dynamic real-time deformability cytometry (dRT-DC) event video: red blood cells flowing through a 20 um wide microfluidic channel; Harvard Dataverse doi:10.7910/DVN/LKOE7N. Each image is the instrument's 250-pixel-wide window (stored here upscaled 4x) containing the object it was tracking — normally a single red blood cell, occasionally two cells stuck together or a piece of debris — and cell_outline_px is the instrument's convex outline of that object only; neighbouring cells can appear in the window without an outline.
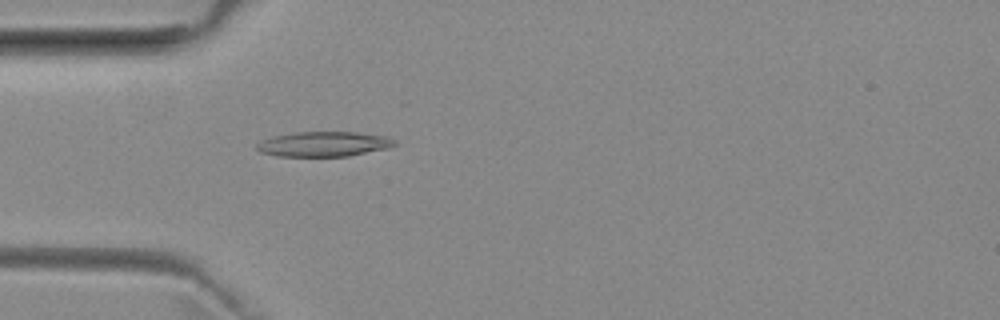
{"species": "common noctule bat (a hibernating species)", "species_latin": "Nyctalus noctula", "temperature_condition": "room temperature", "stored_images_in_passage": 40, "camera_frame_rate_fps": 3000, "um_per_image_px": 0.085, "animal": {"sex": "female", "body_mass_g": 29.2, "forearm_length_mm": 56.3}, "frame": {"image": 1, "passage_image": 15, "time_ms": 4.667, "image_size_px": [1000, 320], "cell_outline_px": [[396, 144], [388, 148], [348, 156], [276, 156], [260, 152], [256, 148], [256, 144], [272, 136], [296, 132], [356, 132], [388, 136], [396, 140]], "centroid_in_image_um": [27.54, 12.24], "position_along_channel_um": 57.5, "area_um2": 20.06}}
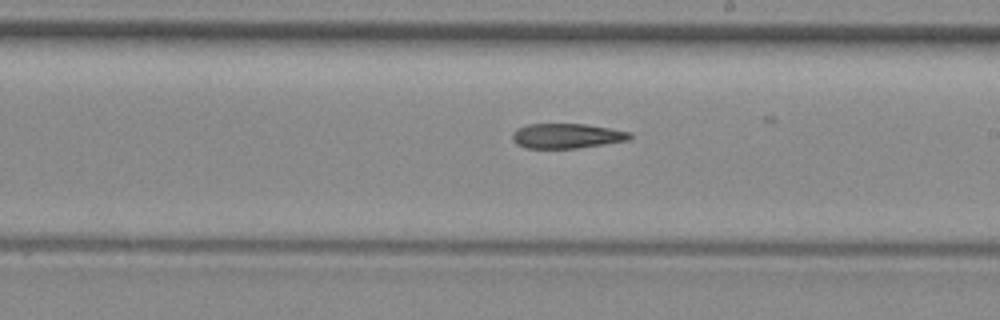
{"frame": {"image": 2, "passage_image": 29, "time_ms": 9.333, "image_size_px": [1000, 320], "cell_outline_px": [[632, 136], [628, 140], [576, 148], [524, 148], [516, 144], [512, 140], [512, 132], [516, 128], [528, 124], [584, 124], [608, 128], [628, 132]], "centroid_in_image_um": [48.08, 11.55], "position_along_channel_um": 240.9, "area_um2": 16.88}}
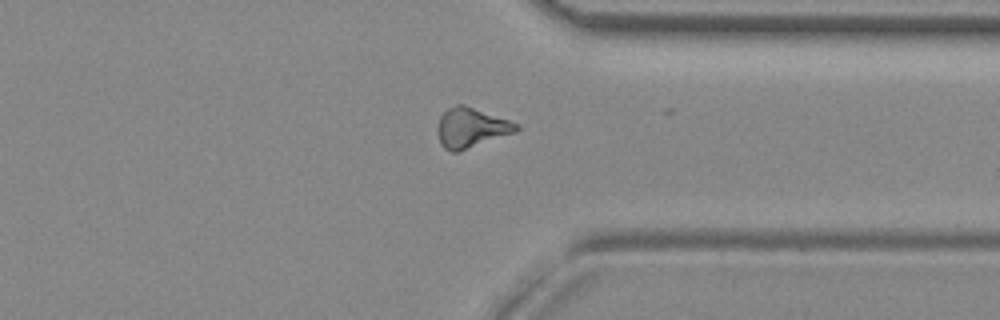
{"frame": {"image": 3, "passage_image": 39, "time_ms": 12.667, "image_size_px": [1000, 320], "cell_outline_px": [[520, 128], [516, 132], [456, 152], [452, 152], [444, 148], [440, 144], [436, 132], [436, 128], [440, 116], [448, 108], [456, 104], [464, 104], [520, 124]], "centroid_in_image_um": [40.02, 10.85], "position_along_channel_um": 371.4, "area_um2": 18.32}}